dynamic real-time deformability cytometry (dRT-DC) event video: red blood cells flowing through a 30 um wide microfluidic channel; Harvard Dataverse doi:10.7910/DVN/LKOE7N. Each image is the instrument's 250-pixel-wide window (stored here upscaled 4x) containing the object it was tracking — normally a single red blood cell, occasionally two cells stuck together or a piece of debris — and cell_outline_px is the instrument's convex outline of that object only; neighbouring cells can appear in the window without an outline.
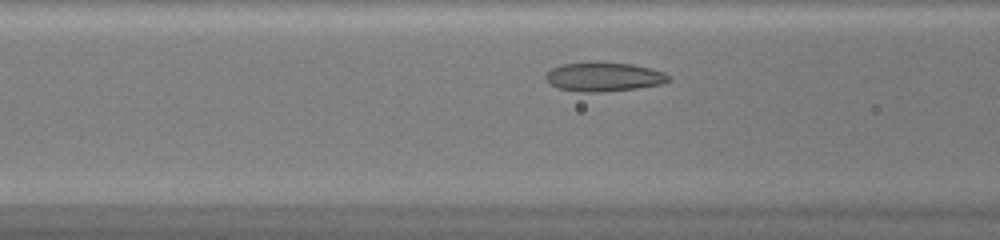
{"species": "common noctule bat (a hibernating species)", "species_latin": "Nyctalus noctula", "temperature_condition": "warm", "stored_images_in_passage": 28, "camera_frame_rate_fps": 3000, "um_per_image_px": 0.085, "animal": {"sex": "female", "body_mass_g": 20.0, "forearm_length_mm": 54.0}, "frame": {"image": 1, "passage_image": 7, "time_ms": 2.0, "image_size_px": [1000, 240], "cell_outline_px": [[672, 80], [664, 84], [636, 88], [600, 92], [584, 92], [556, 88], [544, 76], [552, 68], [560, 64], [632, 64], [664, 72]], "centroid_in_image_um": [51.35, 6.56], "position_along_channel_um": 115.2, "area_um2": 20.11}}
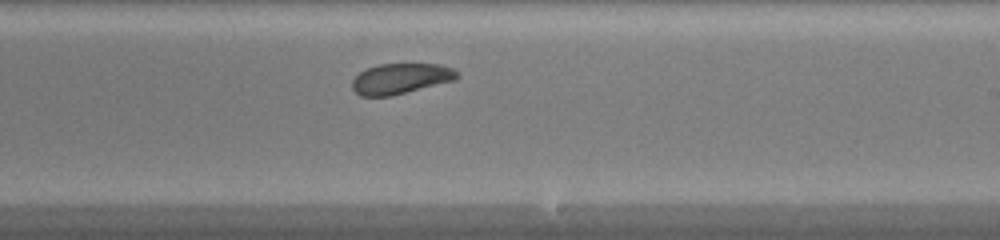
{"frame": {"image": 2, "passage_image": 17, "time_ms": 5.333, "image_size_px": [1000, 240], "cell_outline_px": [[460, 76], [456, 80], [392, 96], [360, 96], [352, 88], [352, 80], [360, 72], [376, 64], [440, 64], [452, 68]], "centroid_in_image_um": [34.06, 6.69], "position_along_channel_um": 254.9, "area_um2": 18.73}}
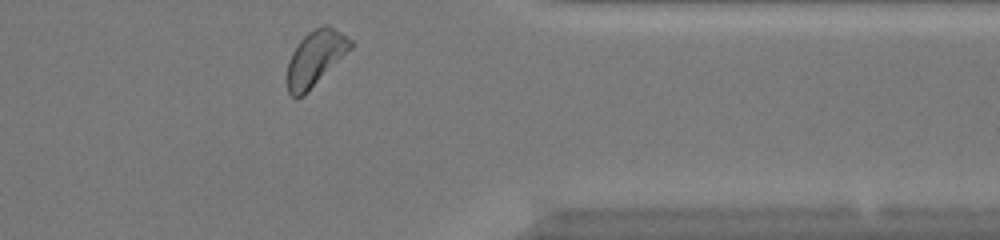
{"frame": {"image": 3, "passage_image": 27, "time_ms": 8.667, "image_size_px": [1000, 240], "cell_outline_px": [[356, 44], [304, 96], [296, 100], [288, 92], [288, 60], [292, 52], [300, 40], [308, 32], [324, 24], [328, 24], [352, 40]], "centroid_in_image_um": [26.82, 4.95], "position_along_channel_um": 384.6, "area_um2": 20.46}, "authors_computed_cell_mechanics": {"area_um2": 19.9988, "velocity_mm_per_s": 4.2069, "shape_relaxation_time_tau1_ms": 1.3272, "shape_relaxation_time_tau2_ms": 5.6422, "deformation_change_tau1": 0.072, "deformation_change_tau2": 0.1065}}